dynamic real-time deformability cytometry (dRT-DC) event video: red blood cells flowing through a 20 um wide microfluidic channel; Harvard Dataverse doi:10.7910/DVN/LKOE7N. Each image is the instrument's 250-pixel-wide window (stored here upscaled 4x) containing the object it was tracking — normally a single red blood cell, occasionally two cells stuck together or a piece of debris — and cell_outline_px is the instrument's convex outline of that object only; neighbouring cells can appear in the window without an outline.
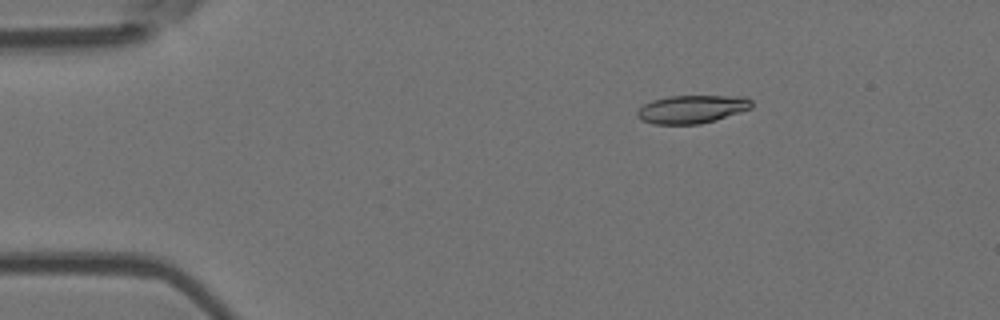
{"species": "Egyptian fruit bat (a non-hibernating species)", "species_latin": "Rousettus aegyptiacus", "temperature_condition": "room temperature", "stored_images_in_passage": 5, "camera_frame_rate_fps": 3000, "um_per_image_px": 0.085, "animal": {"sex": "female"}, "frame": {"image": 1, "passage_image": 3, "time_ms": 2.333, "image_size_px": [1000, 320], "cell_outline_px": [[752, 108], [716, 120], [700, 124], [652, 124], [640, 120], [636, 116], [636, 112], [644, 104], [652, 100], [668, 96], [744, 96], [752, 100]], "centroid_in_image_um": [58.8, 9.28], "position_along_channel_um": 26.2, "area_um2": 18.9}}